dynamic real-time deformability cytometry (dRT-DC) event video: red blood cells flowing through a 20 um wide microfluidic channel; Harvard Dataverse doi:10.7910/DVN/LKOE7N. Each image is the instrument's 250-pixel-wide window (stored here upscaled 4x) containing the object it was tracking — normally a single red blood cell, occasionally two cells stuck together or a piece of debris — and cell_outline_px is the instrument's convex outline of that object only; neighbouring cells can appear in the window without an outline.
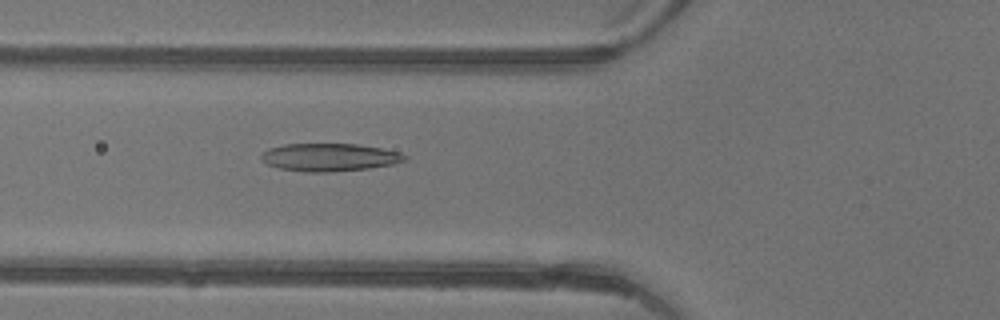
{"species": "common noctule bat (a hibernating species)", "species_latin": "Nyctalus noctula", "temperature_condition": "warm", "stored_images_in_passage": 45, "camera_frame_rate_fps": 3000, "um_per_image_px": 0.085, "animal": {"sex": "female"}, "frame": {"image": 1, "passage_image": 16, "time_ms": 5.0, "image_size_px": [1000, 320], "cell_outline_px": [[408, 160], [392, 164], [368, 168], [328, 172], [304, 172], [280, 168], [268, 164], [260, 160], [260, 156], [268, 148], [284, 144], [356, 144], [380, 148], [400, 152], [408, 156]], "centroid_in_image_um": [28.0, 13.36], "position_along_channel_um": 97.8, "area_um2": 23.24}}
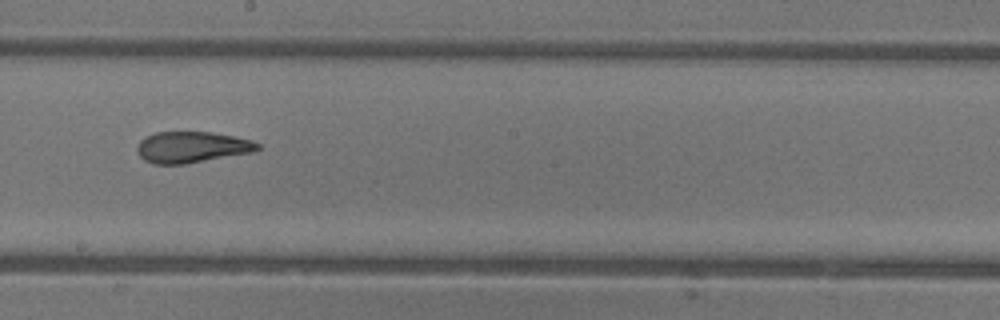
{"frame": {"image": 2, "passage_image": 25, "time_ms": 8.0, "image_size_px": [1000, 320], "cell_outline_px": [[260, 148], [252, 152], [184, 164], [152, 164], [144, 160], [140, 156], [136, 148], [140, 140], [144, 136], [156, 132], [212, 132], [252, 140], [260, 144]], "centroid_in_image_um": [16.27, 12.5], "position_along_channel_um": 231.9, "area_um2": 21.85}}
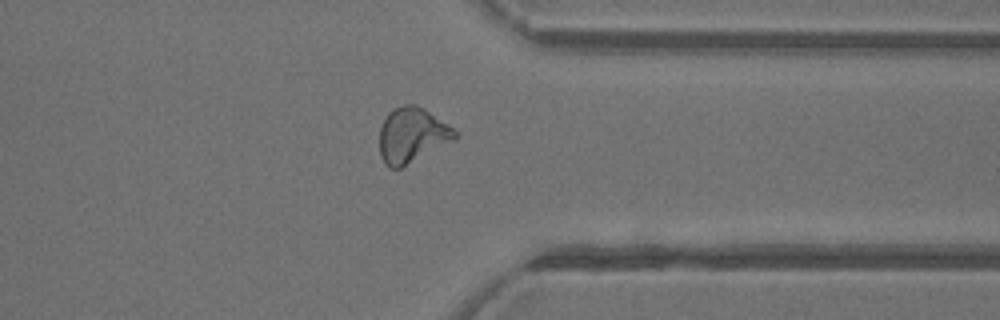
{"frame": {"image": 3, "passage_image": 35, "time_ms": 11.333, "image_size_px": [1000, 320], "cell_outline_px": [[456, 140], [400, 168], [392, 168], [384, 164], [380, 156], [380, 128], [388, 112], [404, 104], [416, 104], [424, 108], [452, 128], [456, 132]], "centroid_in_image_um": [35.01, 11.5], "position_along_channel_um": 376.4, "area_um2": 24.04}, "authors_computed_cell_mechanics": {"area_um2": 23.5824, "velocity_mm_per_s": 4.444, "shape_relaxation_time_tau1_ms": null, "shape_relaxation_time_tau2_ms": 1.5877, "deformation_change_tau1": null, "deformation_change_tau2": 0.0949}}